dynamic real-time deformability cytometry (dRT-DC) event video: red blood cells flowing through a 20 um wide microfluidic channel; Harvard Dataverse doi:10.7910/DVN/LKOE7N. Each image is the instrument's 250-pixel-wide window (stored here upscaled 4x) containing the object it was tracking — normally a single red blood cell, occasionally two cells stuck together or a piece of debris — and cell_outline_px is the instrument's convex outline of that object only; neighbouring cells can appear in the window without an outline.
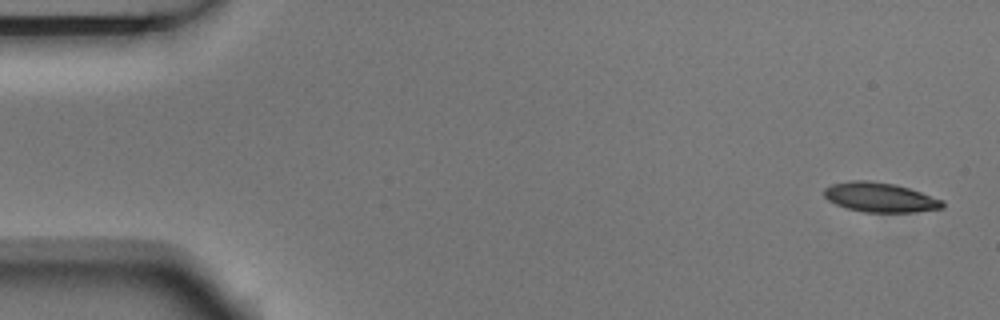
{"species": "Egyptian fruit bat (a non-hibernating species)", "species_latin": "Rousettus aegyptiacus", "temperature_condition": "room temperature", "stored_images_in_passage": 3, "camera_frame_rate_fps": 3000, "um_per_image_px": 0.085, "animal": {"sex": "male"}, "frame": {"image": 1, "passage_image": 1, "time_ms": 0.0, "image_size_px": [1000, 320], "cell_outline_px": [[944, 208], [912, 212], [864, 212], [848, 208], [836, 204], [828, 200], [824, 196], [824, 188], [832, 184], [852, 180], [868, 180], [896, 184], [944, 200]], "centroid_in_image_um": [74.8, 16.77], "position_along_channel_um": 10.2, "area_um2": 20.35}}